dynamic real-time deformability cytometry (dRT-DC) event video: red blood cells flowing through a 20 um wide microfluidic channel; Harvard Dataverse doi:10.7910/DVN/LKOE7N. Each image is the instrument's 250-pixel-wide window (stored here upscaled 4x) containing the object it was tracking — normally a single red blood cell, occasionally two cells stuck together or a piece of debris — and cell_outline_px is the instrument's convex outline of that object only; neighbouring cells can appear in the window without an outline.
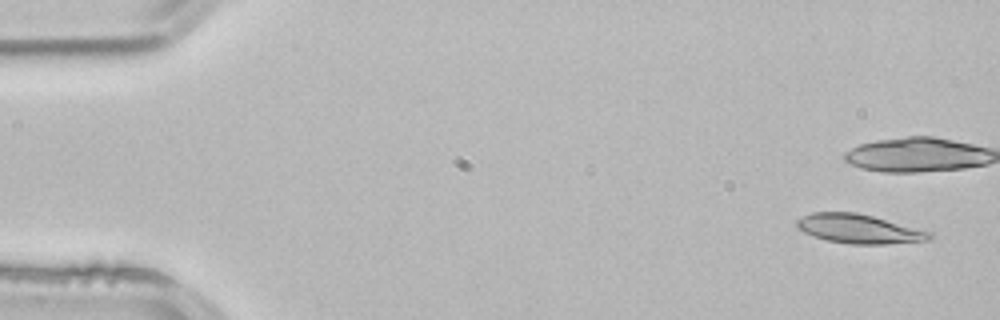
{"species": "common noctule bat (a hibernating species)", "species_latin": "Nyctalus noctula", "temperature_condition": "room temperature", "stored_images_in_passage": 4, "camera_frame_rate_fps": 3000, "um_per_image_px": 0.085, "animal": {"sex": "male", "body_mass_g": 21.5, "forearm_length_mm": 52.0}, "frame": {"image": 1, "passage_image": 1, "time_ms": 0.0, "image_size_px": [1000, 320], "cell_outline_px": [[932, 236], [928, 240], [884, 244], [852, 244], [828, 240], [804, 232], [796, 228], [796, 220], [812, 212], [856, 212], [872, 216], [932, 232]], "centroid_in_image_um": [73.0, 19.44], "position_along_channel_um": 12.0, "area_um2": 22.2}}